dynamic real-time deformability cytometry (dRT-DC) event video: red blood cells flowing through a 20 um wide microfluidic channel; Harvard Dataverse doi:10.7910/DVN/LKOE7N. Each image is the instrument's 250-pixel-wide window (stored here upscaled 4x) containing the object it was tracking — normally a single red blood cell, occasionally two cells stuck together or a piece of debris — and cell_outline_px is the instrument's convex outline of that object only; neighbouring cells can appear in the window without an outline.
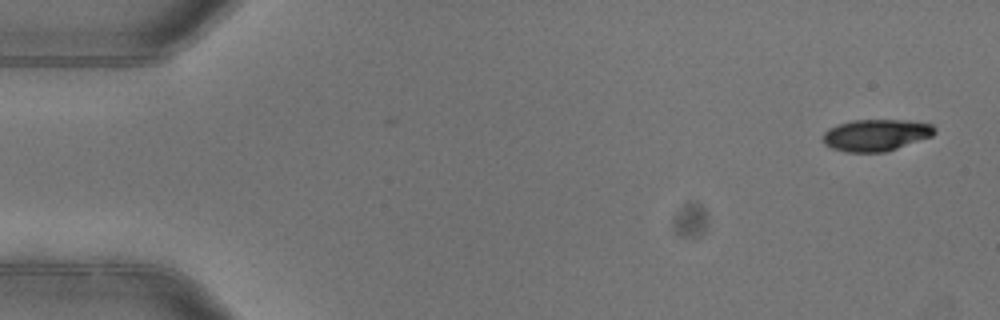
{"species": "common noctule bat (a hibernating species)", "species_latin": "Nyctalus noctula", "temperature_condition": "warm", "stored_images_in_passage": 7, "camera_frame_rate_fps": 3000, "um_per_image_px": 0.085, "animal": {"sex": "female"}, "frame": {"image": 1, "passage_image": 1, "time_ms": 0.0, "image_size_px": [1000, 320], "cell_outline_px": [[936, 132], [932, 136], [884, 152], [844, 152], [832, 148], [824, 144], [824, 132], [828, 128], [836, 124], [852, 120], [908, 120], [932, 124], [936, 128]], "centroid_in_image_um": [74.45, 11.47], "position_along_channel_um": 10.6, "area_um2": 20.69}}
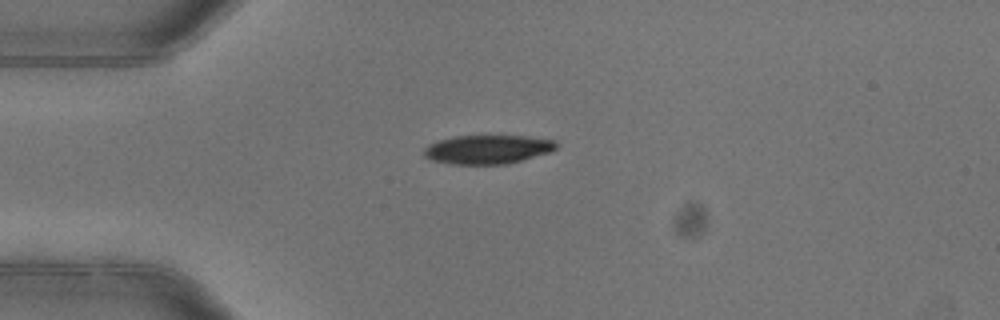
{"frame": {"image": 2, "passage_image": 4, "time_ms": 1.0, "image_size_px": [1000, 320], "cell_outline_px": [[556, 148], [548, 152], [520, 160], [504, 164], [452, 164], [432, 160], [424, 156], [424, 148], [428, 144], [440, 140], [456, 136], [524, 136], [556, 140]], "centroid_in_image_um": [41.41, 12.69], "position_along_channel_um": 43.6, "area_um2": 21.91}}